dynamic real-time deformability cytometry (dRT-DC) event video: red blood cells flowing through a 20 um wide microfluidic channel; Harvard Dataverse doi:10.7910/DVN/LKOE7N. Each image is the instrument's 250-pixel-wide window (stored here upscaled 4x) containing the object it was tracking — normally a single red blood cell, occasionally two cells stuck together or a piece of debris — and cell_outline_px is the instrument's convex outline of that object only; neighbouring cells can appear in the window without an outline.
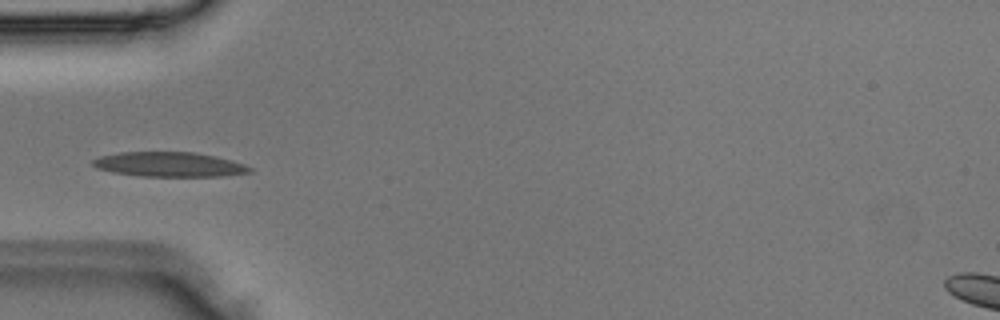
{"species": "Egyptian fruit bat (a non-hibernating species)", "species_latin": "Rousettus aegyptiacus", "temperature_condition": "room temperature", "stored_images_in_passage": 2, "camera_frame_rate_fps": 3000, "um_per_image_px": 0.085, "animal": {"sex": "male"}, "frame": {"image": 1, "passage_image": 2, "time_ms": 0.333, "image_size_px": [1000, 320], "cell_outline_px": [[252, 172], [224, 176], [140, 176], [112, 172], [96, 168], [92, 164], [92, 160], [100, 156], [120, 152], [196, 152], [216, 156], [232, 160], [244, 164], [252, 168]], "centroid_in_image_um": [14.4, 13.97], "position_along_channel_um": 70.6, "area_um2": 22.66}}